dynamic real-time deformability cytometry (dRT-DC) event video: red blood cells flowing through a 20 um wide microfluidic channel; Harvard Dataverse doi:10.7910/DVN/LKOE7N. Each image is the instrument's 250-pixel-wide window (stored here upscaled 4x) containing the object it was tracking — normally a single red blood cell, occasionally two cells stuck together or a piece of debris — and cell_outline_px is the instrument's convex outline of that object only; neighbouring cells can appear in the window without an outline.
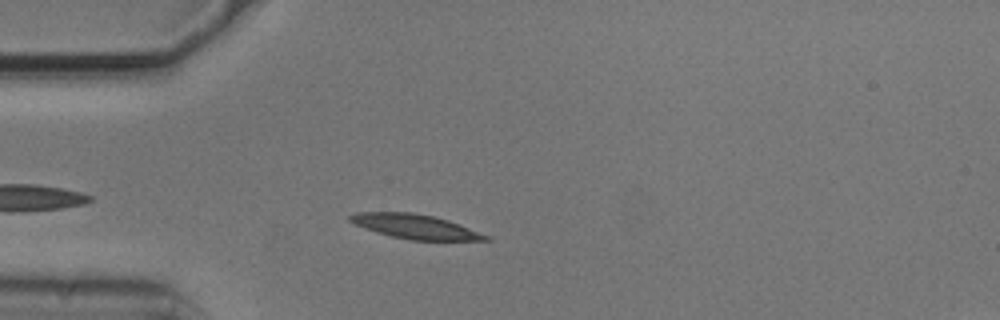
{"species": "common noctule bat (a hibernating species)", "species_latin": "Nyctalus noctula", "temperature_condition": "cold", "stored_images_in_passage": 34, "camera_frame_rate_fps": 3000, "um_per_image_px": 0.085, "animal": {"sex": "male", "body_mass_g": 20.5, "forearm_length_mm": 52.5}, "frame": {"image": 1, "passage_image": 5, "time_ms": 1.333, "image_size_px": [1000, 320], "cell_outline_px": [[492, 240], [408, 240], [376, 232], [364, 228], [348, 220], [348, 216], [356, 212], [412, 212], [432, 216], [448, 220], [488, 236]], "centroid_in_image_um": [35.24, 19.25], "position_along_channel_um": 49.8, "area_um2": 19.02}}
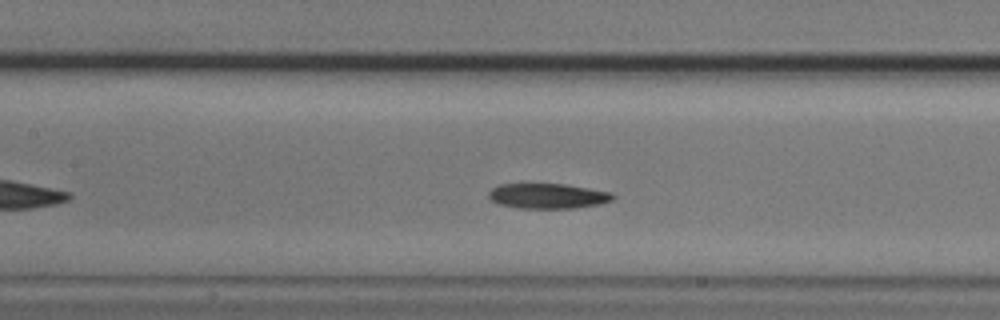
{"frame": {"image": 2, "passage_image": 15, "time_ms": 4.667, "image_size_px": [1000, 320], "cell_outline_px": [[616, 196], [612, 200], [596, 204], [572, 208], [520, 208], [500, 204], [492, 200], [488, 196], [488, 192], [492, 188], [500, 184], [564, 184], [612, 192]], "centroid_in_image_um": [46.55, 16.65], "position_along_channel_um": 160.8, "area_um2": 17.98}}
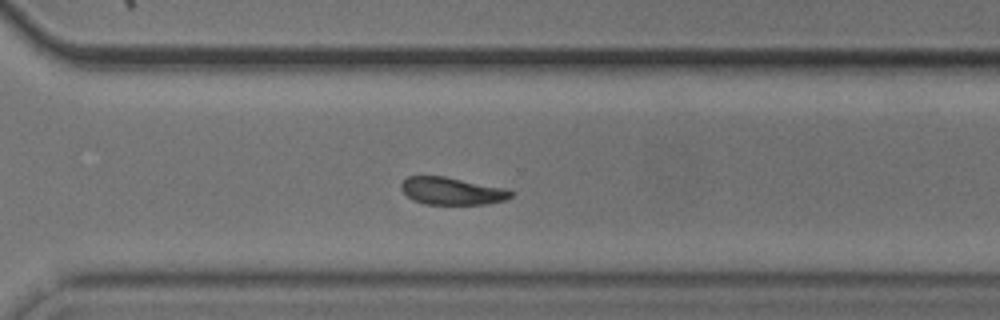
{"frame": {"image": 3, "passage_image": 29, "time_ms": 9.333, "image_size_px": [1000, 320], "cell_outline_px": [[516, 192], [512, 196], [504, 200], [488, 204], [424, 204], [412, 200], [400, 188], [400, 184], [408, 176], [444, 176], [504, 188]], "centroid_in_image_um": [38.41, 16.24], "position_along_channel_um": 332.2, "area_um2": 17.51}, "authors_computed_cell_mechanics": {"area_um2": 18.7561, "velocity_mm_per_s": 3.6949, "shape_relaxation_time_tau1_ms": 3.0666, "shape_relaxation_time_tau2_ms": null, "deformation_change_tau1": 0.1275, "deformation_change_tau2": null}}